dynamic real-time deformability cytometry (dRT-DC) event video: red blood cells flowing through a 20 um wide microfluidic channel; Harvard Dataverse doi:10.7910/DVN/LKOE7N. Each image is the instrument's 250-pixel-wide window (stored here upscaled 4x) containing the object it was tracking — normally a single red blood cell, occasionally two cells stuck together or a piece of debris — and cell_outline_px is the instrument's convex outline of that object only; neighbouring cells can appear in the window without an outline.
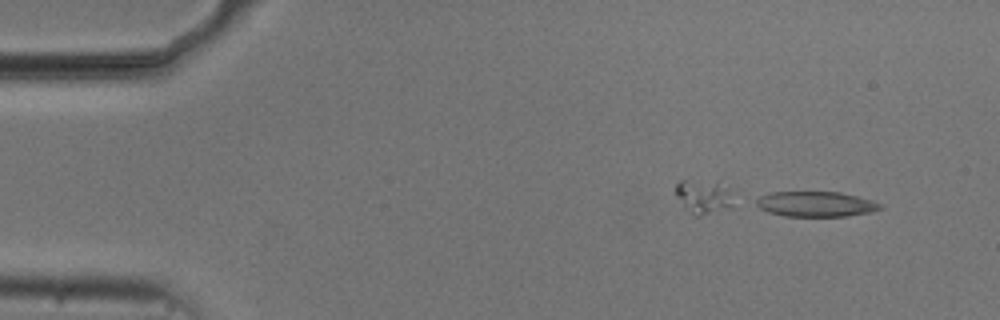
{"species": "common noctule bat (a hibernating species)", "species_latin": "Nyctalus noctula", "temperature_condition": "cold", "stored_images_in_passage": 23, "camera_frame_rate_fps": 3000, "um_per_image_px": 0.085, "animal": {"sex": "male", "body_mass_g": 20.5, "forearm_length_mm": 52.5}, "frame": {"image": 1, "passage_image": 1, "time_ms": 0.0, "image_size_px": [1000, 320], "cell_outline_px": [[884, 208], [872, 212], [848, 216], [784, 216], [768, 212], [760, 208], [756, 204], [756, 200], [760, 196], [772, 192], [840, 192], [872, 200], [884, 204]], "centroid_in_image_um": [69.39, 17.35], "position_along_channel_um": 15.6, "area_um2": 18.32}}
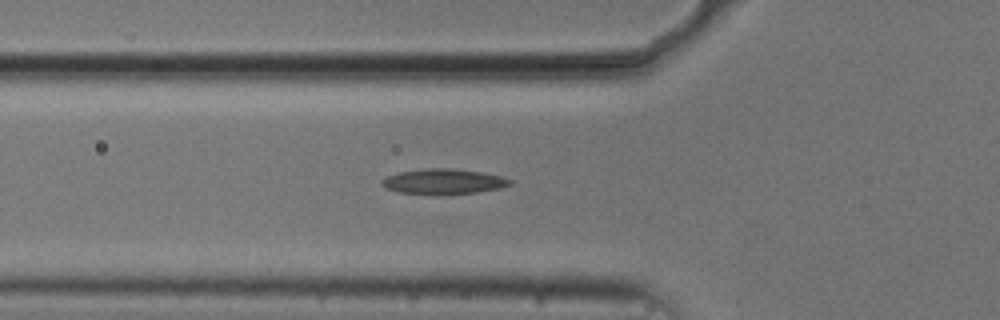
{"frame": {"image": 2, "passage_image": 15, "time_ms": 4.667, "image_size_px": [1000, 320], "cell_outline_px": [[512, 184], [500, 188], [476, 192], [400, 192], [388, 188], [380, 184], [380, 180], [388, 176], [400, 172], [424, 168], [452, 168], [484, 172], [500, 176], [512, 180]], "centroid_in_image_um": [37.73, 15.38], "position_along_channel_um": 88.1, "area_um2": 18.03}}
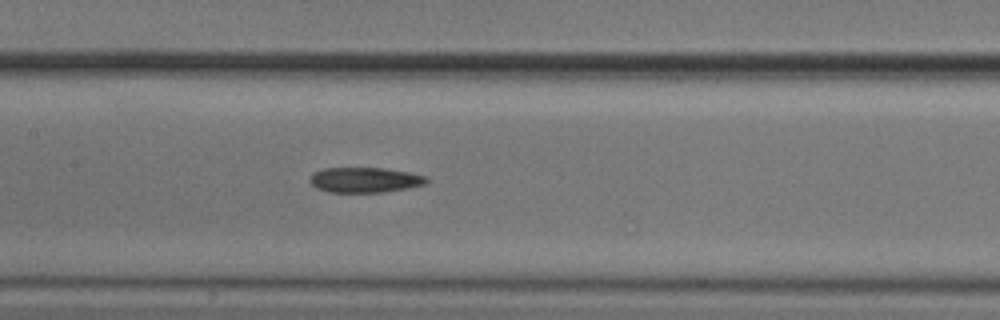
{"frame": {"image": 3, "passage_image": 22, "time_ms": 7.0, "image_size_px": [1000, 320], "cell_outline_px": [[428, 180], [424, 184], [408, 188], [384, 192], [328, 192], [316, 188], [308, 180], [312, 172], [324, 168], [384, 168], [408, 172], [428, 176]], "centroid_in_image_um": [30.98, 15.29], "position_along_channel_um": 176.4, "area_um2": 17.22}}